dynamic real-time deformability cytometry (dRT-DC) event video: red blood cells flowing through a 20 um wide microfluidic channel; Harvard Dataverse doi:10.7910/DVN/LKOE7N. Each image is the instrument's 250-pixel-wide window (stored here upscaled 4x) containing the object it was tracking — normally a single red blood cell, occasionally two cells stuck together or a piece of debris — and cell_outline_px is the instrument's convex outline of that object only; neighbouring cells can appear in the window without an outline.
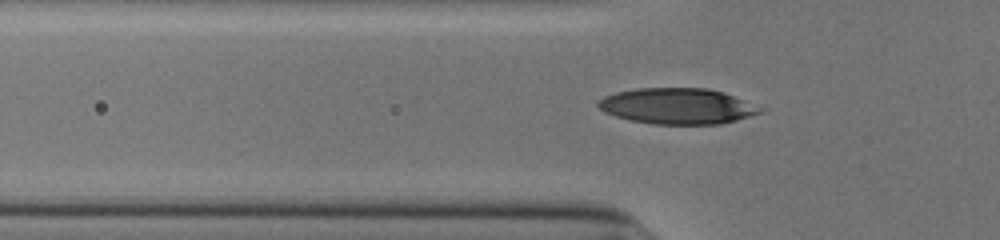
{"species": "human", "species_latin": "Homo sapiens", "temperature_condition": "cold", "stored_images_in_passage": 38, "camera_frame_rate_fps": 3000, "um_per_image_px": 0.085, "donor": {"sex": "male"}, "frame": {"image": 1, "passage_image": 4, "time_ms": 1.0, "image_size_px": [1000, 240], "cell_outline_px": [[768, 108], [764, 112], [736, 120], [720, 124], [656, 124], [632, 120], [616, 116], [604, 112], [596, 104], [604, 96], [616, 92], [636, 88], [708, 88], [724, 92]], "centroid_in_image_um": [57.66, 9.01], "position_along_channel_um": 68.1, "area_um2": 34.1}}
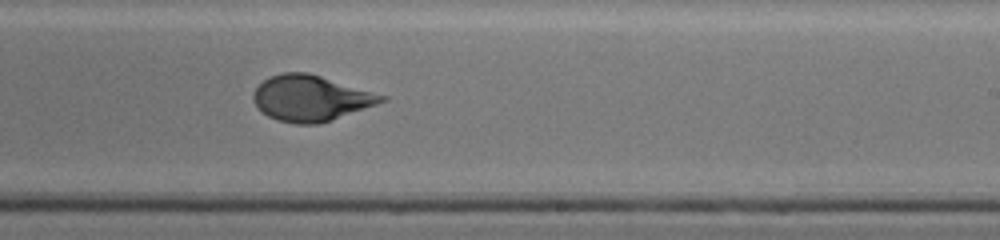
{"frame": {"image": 2, "passage_image": 19, "time_ms": 6.0, "image_size_px": [1000, 240], "cell_outline_px": [[388, 100], [332, 120], [320, 124], [296, 124], [276, 120], [268, 116], [256, 108], [252, 100], [252, 92], [264, 80], [272, 76], [284, 72], [308, 72], [388, 96]], "centroid_in_image_um": [26.4, 8.35], "position_along_channel_um": 262.6, "area_um2": 34.33}}
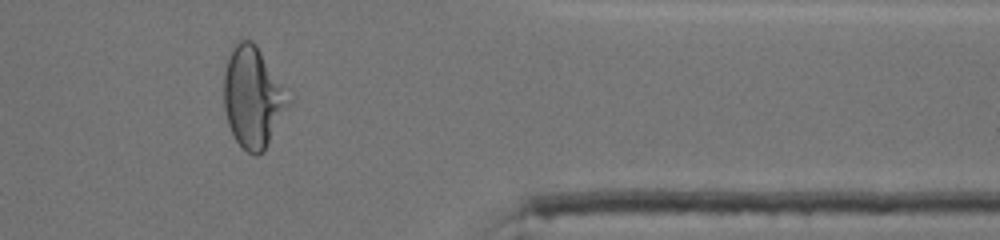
{"frame": {"image": 3, "passage_image": 30, "time_ms": 9.667, "image_size_px": [1000, 240], "cell_outline_px": [[292, 104], [264, 152], [256, 156], [248, 152], [236, 140], [228, 124], [224, 108], [224, 72], [232, 44], [240, 36], [252, 40], [256, 44], [288, 88], [292, 100]], "centroid_in_image_um": [21.54, 8.21], "position_along_channel_um": 389.9, "area_um2": 39.19}}